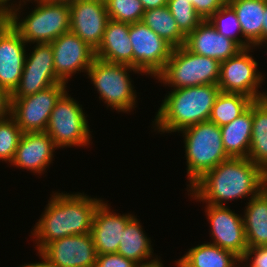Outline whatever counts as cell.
Instances as JSON below:
<instances>
[{
    "label": "cell",
    "mask_w": 267,
    "mask_h": 267,
    "mask_svg": "<svg viewBox=\"0 0 267 267\" xmlns=\"http://www.w3.org/2000/svg\"><path fill=\"white\" fill-rule=\"evenodd\" d=\"M106 9L111 20L130 24L142 21L145 12L140 0H107Z\"/></svg>",
    "instance_id": "obj_32"
},
{
    "label": "cell",
    "mask_w": 267,
    "mask_h": 267,
    "mask_svg": "<svg viewBox=\"0 0 267 267\" xmlns=\"http://www.w3.org/2000/svg\"><path fill=\"white\" fill-rule=\"evenodd\" d=\"M39 253V256H41L42 260L41 262H38V263H31V264H24L22 267H54L50 261L44 256L42 255L40 252Z\"/></svg>",
    "instance_id": "obj_39"
},
{
    "label": "cell",
    "mask_w": 267,
    "mask_h": 267,
    "mask_svg": "<svg viewBox=\"0 0 267 267\" xmlns=\"http://www.w3.org/2000/svg\"><path fill=\"white\" fill-rule=\"evenodd\" d=\"M51 43H37L31 55L26 57L18 87L12 98H21L63 83L54 70Z\"/></svg>",
    "instance_id": "obj_12"
},
{
    "label": "cell",
    "mask_w": 267,
    "mask_h": 267,
    "mask_svg": "<svg viewBox=\"0 0 267 267\" xmlns=\"http://www.w3.org/2000/svg\"><path fill=\"white\" fill-rule=\"evenodd\" d=\"M101 201L84 193L52 195L32 232L38 241V252L54 240L91 233L93 216Z\"/></svg>",
    "instance_id": "obj_2"
},
{
    "label": "cell",
    "mask_w": 267,
    "mask_h": 267,
    "mask_svg": "<svg viewBox=\"0 0 267 267\" xmlns=\"http://www.w3.org/2000/svg\"><path fill=\"white\" fill-rule=\"evenodd\" d=\"M138 264L117 253L97 255L95 267H136Z\"/></svg>",
    "instance_id": "obj_34"
},
{
    "label": "cell",
    "mask_w": 267,
    "mask_h": 267,
    "mask_svg": "<svg viewBox=\"0 0 267 267\" xmlns=\"http://www.w3.org/2000/svg\"><path fill=\"white\" fill-rule=\"evenodd\" d=\"M10 0H0V8L7 14L11 9L12 7L10 6V4L8 5V2ZM23 1V0H22ZM26 1H29V0H26ZM34 1H37V0H34ZM25 3V0L23 1ZM8 5V6H7Z\"/></svg>",
    "instance_id": "obj_42"
},
{
    "label": "cell",
    "mask_w": 267,
    "mask_h": 267,
    "mask_svg": "<svg viewBox=\"0 0 267 267\" xmlns=\"http://www.w3.org/2000/svg\"><path fill=\"white\" fill-rule=\"evenodd\" d=\"M40 253L54 267H95L97 258L91 233L54 240L47 244Z\"/></svg>",
    "instance_id": "obj_15"
},
{
    "label": "cell",
    "mask_w": 267,
    "mask_h": 267,
    "mask_svg": "<svg viewBox=\"0 0 267 267\" xmlns=\"http://www.w3.org/2000/svg\"><path fill=\"white\" fill-rule=\"evenodd\" d=\"M254 255L252 261L250 260L247 267H267V246L248 248L245 252V255L241 259V263L248 261L249 257Z\"/></svg>",
    "instance_id": "obj_36"
},
{
    "label": "cell",
    "mask_w": 267,
    "mask_h": 267,
    "mask_svg": "<svg viewBox=\"0 0 267 267\" xmlns=\"http://www.w3.org/2000/svg\"><path fill=\"white\" fill-rule=\"evenodd\" d=\"M237 262L241 259L233 252L209 242L191 248L176 263L178 267H235Z\"/></svg>",
    "instance_id": "obj_25"
},
{
    "label": "cell",
    "mask_w": 267,
    "mask_h": 267,
    "mask_svg": "<svg viewBox=\"0 0 267 267\" xmlns=\"http://www.w3.org/2000/svg\"><path fill=\"white\" fill-rule=\"evenodd\" d=\"M208 22L224 37L235 41L242 49L252 47L246 40H242V30L234 9L226 2L215 12ZM234 28V29H233ZM240 33L241 36H237Z\"/></svg>",
    "instance_id": "obj_30"
},
{
    "label": "cell",
    "mask_w": 267,
    "mask_h": 267,
    "mask_svg": "<svg viewBox=\"0 0 267 267\" xmlns=\"http://www.w3.org/2000/svg\"><path fill=\"white\" fill-rule=\"evenodd\" d=\"M12 95L0 88V121L11 117Z\"/></svg>",
    "instance_id": "obj_37"
},
{
    "label": "cell",
    "mask_w": 267,
    "mask_h": 267,
    "mask_svg": "<svg viewBox=\"0 0 267 267\" xmlns=\"http://www.w3.org/2000/svg\"><path fill=\"white\" fill-rule=\"evenodd\" d=\"M96 1H100V2H103V3L107 2V0H96Z\"/></svg>",
    "instance_id": "obj_46"
},
{
    "label": "cell",
    "mask_w": 267,
    "mask_h": 267,
    "mask_svg": "<svg viewBox=\"0 0 267 267\" xmlns=\"http://www.w3.org/2000/svg\"><path fill=\"white\" fill-rule=\"evenodd\" d=\"M264 171L248 158H233L205 172L191 186V196L215 206L223 201L256 196L262 190Z\"/></svg>",
    "instance_id": "obj_1"
},
{
    "label": "cell",
    "mask_w": 267,
    "mask_h": 267,
    "mask_svg": "<svg viewBox=\"0 0 267 267\" xmlns=\"http://www.w3.org/2000/svg\"><path fill=\"white\" fill-rule=\"evenodd\" d=\"M253 102L232 122L220 127L222 143L229 157L247 158L251 146Z\"/></svg>",
    "instance_id": "obj_22"
},
{
    "label": "cell",
    "mask_w": 267,
    "mask_h": 267,
    "mask_svg": "<svg viewBox=\"0 0 267 267\" xmlns=\"http://www.w3.org/2000/svg\"><path fill=\"white\" fill-rule=\"evenodd\" d=\"M234 9L242 37L251 45H262V29L266 0H227Z\"/></svg>",
    "instance_id": "obj_23"
},
{
    "label": "cell",
    "mask_w": 267,
    "mask_h": 267,
    "mask_svg": "<svg viewBox=\"0 0 267 267\" xmlns=\"http://www.w3.org/2000/svg\"><path fill=\"white\" fill-rule=\"evenodd\" d=\"M107 203L101 201L95 210L91 228L97 255L117 253L122 232L133 217L128 214H113Z\"/></svg>",
    "instance_id": "obj_19"
},
{
    "label": "cell",
    "mask_w": 267,
    "mask_h": 267,
    "mask_svg": "<svg viewBox=\"0 0 267 267\" xmlns=\"http://www.w3.org/2000/svg\"><path fill=\"white\" fill-rule=\"evenodd\" d=\"M22 134L12 117L0 121V160L12 162Z\"/></svg>",
    "instance_id": "obj_33"
},
{
    "label": "cell",
    "mask_w": 267,
    "mask_h": 267,
    "mask_svg": "<svg viewBox=\"0 0 267 267\" xmlns=\"http://www.w3.org/2000/svg\"><path fill=\"white\" fill-rule=\"evenodd\" d=\"M56 76L67 83L72 74L86 73L95 60V50L72 31L65 32L51 42Z\"/></svg>",
    "instance_id": "obj_13"
},
{
    "label": "cell",
    "mask_w": 267,
    "mask_h": 267,
    "mask_svg": "<svg viewBox=\"0 0 267 267\" xmlns=\"http://www.w3.org/2000/svg\"><path fill=\"white\" fill-rule=\"evenodd\" d=\"M250 48L240 50L235 56L220 63L218 86L221 92L239 93L253 101L267 98L258 91L263 75L257 73V62L250 56Z\"/></svg>",
    "instance_id": "obj_10"
},
{
    "label": "cell",
    "mask_w": 267,
    "mask_h": 267,
    "mask_svg": "<svg viewBox=\"0 0 267 267\" xmlns=\"http://www.w3.org/2000/svg\"><path fill=\"white\" fill-rule=\"evenodd\" d=\"M66 87L64 82L58 83L35 94L12 98L11 117L23 133L45 132L50 114Z\"/></svg>",
    "instance_id": "obj_9"
},
{
    "label": "cell",
    "mask_w": 267,
    "mask_h": 267,
    "mask_svg": "<svg viewBox=\"0 0 267 267\" xmlns=\"http://www.w3.org/2000/svg\"><path fill=\"white\" fill-rule=\"evenodd\" d=\"M243 217L248 248L267 246V195L263 190L250 197Z\"/></svg>",
    "instance_id": "obj_24"
},
{
    "label": "cell",
    "mask_w": 267,
    "mask_h": 267,
    "mask_svg": "<svg viewBox=\"0 0 267 267\" xmlns=\"http://www.w3.org/2000/svg\"><path fill=\"white\" fill-rule=\"evenodd\" d=\"M82 105L71 98L67 91L53 108L45 132L57 148L86 146L90 144V130Z\"/></svg>",
    "instance_id": "obj_8"
},
{
    "label": "cell",
    "mask_w": 267,
    "mask_h": 267,
    "mask_svg": "<svg viewBox=\"0 0 267 267\" xmlns=\"http://www.w3.org/2000/svg\"><path fill=\"white\" fill-rule=\"evenodd\" d=\"M219 76L218 60L192 53L183 45L173 48L165 68L156 77L160 82L179 89L218 84Z\"/></svg>",
    "instance_id": "obj_6"
},
{
    "label": "cell",
    "mask_w": 267,
    "mask_h": 267,
    "mask_svg": "<svg viewBox=\"0 0 267 267\" xmlns=\"http://www.w3.org/2000/svg\"><path fill=\"white\" fill-rule=\"evenodd\" d=\"M26 44L8 20L0 26V88L11 94L18 87L24 69Z\"/></svg>",
    "instance_id": "obj_16"
},
{
    "label": "cell",
    "mask_w": 267,
    "mask_h": 267,
    "mask_svg": "<svg viewBox=\"0 0 267 267\" xmlns=\"http://www.w3.org/2000/svg\"><path fill=\"white\" fill-rule=\"evenodd\" d=\"M41 1L48 2V3H67V4H70L76 0H41Z\"/></svg>",
    "instance_id": "obj_44"
},
{
    "label": "cell",
    "mask_w": 267,
    "mask_h": 267,
    "mask_svg": "<svg viewBox=\"0 0 267 267\" xmlns=\"http://www.w3.org/2000/svg\"><path fill=\"white\" fill-rule=\"evenodd\" d=\"M207 216L211 224L214 245L233 252L240 259L248 249L243 217L224 206L208 204Z\"/></svg>",
    "instance_id": "obj_17"
},
{
    "label": "cell",
    "mask_w": 267,
    "mask_h": 267,
    "mask_svg": "<svg viewBox=\"0 0 267 267\" xmlns=\"http://www.w3.org/2000/svg\"><path fill=\"white\" fill-rule=\"evenodd\" d=\"M55 147L46 132L23 133L11 164L40 174L51 163Z\"/></svg>",
    "instance_id": "obj_20"
},
{
    "label": "cell",
    "mask_w": 267,
    "mask_h": 267,
    "mask_svg": "<svg viewBox=\"0 0 267 267\" xmlns=\"http://www.w3.org/2000/svg\"><path fill=\"white\" fill-rule=\"evenodd\" d=\"M167 8L171 12L181 33L187 37L203 21L191 2L186 0H168Z\"/></svg>",
    "instance_id": "obj_31"
},
{
    "label": "cell",
    "mask_w": 267,
    "mask_h": 267,
    "mask_svg": "<svg viewBox=\"0 0 267 267\" xmlns=\"http://www.w3.org/2000/svg\"><path fill=\"white\" fill-rule=\"evenodd\" d=\"M38 6L23 20H18L20 7L7 13V20L26 43H51L70 31V8L67 3H48L37 0Z\"/></svg>",
    "instance_id": "obj_5"
},
{
    "label": "cell",
    "mask_w": 267,
    "mask_h": 267,
    "mask_svg": "<svg viewBox=\"0 0 267 267\" xmlns=\"http://www.w3.org/2000/svg\"><path fill=\"white\" fill-rule=\"evenodd\" d=\"M185 136L187 174L191 186L205 172L229 159L222 143L220 127L204 121L181 130Z\"/></svg>",
    "instance_id": "obj_4"
},
{
    "label": "cell",
    "mask_w": 267,
    "mask_h": 267,
    "mask_svg": "<svg viewBox=\"0 0 267 267\" xmlns=\"http://www.w3.org/2000/svg\"><path fill=\"white\" fill-rule=\"evenodd\" d=\"M130 23L109 20L103 40L95 51L98 59L133 67V47L129 37Z\"/></svg>",
    "instance_id": "obj_21"
},
{
    "label": "cell",
    "mask_w": 267,
    "mask_h": 267,
    "mask_svg": "<svg viewBox=\"0 0 267 267\" xmlns=\"http://www.w3.org/2000/svg\"><path fill=\"white\" fill-rule=\"evenodd\" d=\"M253 102L251 98L239 93L221 92L216 97L209 121L219 127L232 122Z\"/></svg>",
    "instance_id": "obj_29"
},
{
    "label": "cell",
    "mask_w": 267,
    "mask_h": 267,
    "mask_svg": "<svg viewBox=\"0 0 267 267\" xmlns=\"http://www.w3.org/2000/svg\"><path fill=\"white\" fill-rule=\"evenodd\" d=\"M136 267H163L162 263L160 260H158V258L156 259H151V261H147V263L145 262L144 264H139Z\"/></svg>",
    "instance_id": "obj_41"
},
{
    "label": "cell",
    "mask_w": 267,
    "mask_h": 267,
    "mask_svg": "<svg viewBox=\"0 0 267 267\" xmlns=\"http://www.w3.org/2000/svg\"><path fill=\"white\" fill-rule=\"evenodd\" d=\"M150 239L143 232L139 221L133 216L126 224L117 254L134 261L142 263L144 260L151 258L152 247Z\"/></svg>",
    "instance_id": "obj_27"
},
{
    "label": "cell",
    "mask_w": 267,
    "mask_h": 267,
    "mask_svg": "<svg viewBox=\"0 0 267 267\" xmlns=\"http://www.w3.org/2000/svg\"><path fill=\"white\" fill-rule=\"evenodd\" d=\"M129 70L142 73L129 65L110 63L95 58L87 72L100 94L99 98L105 100L104 103H107L108 107L119 112L130 111L136 103V92L133 90L129 73H127L130 72Z\"/></svg>",
    "instance_id": "obj_7"
},
{
    "label": "cell",
    "mask_w": 267,
    "mask_h": 267,
    "mask_svg": "<svg viewBox=\"0 0 267 267\" xmlns=\"http://www.w3.org/2000/svg\"><path fill=\"white\" fill-rule=\"evenodd\" d=\"M191 2L194 9L203 20H208L215 12H217L227 0H186Z\"/></svg>",
    "instance_id": "obj_35"
},
{
    "label": "cell",
    "mask_w": 267,
    "mask_h": 267,
    "mask_svg": "<svg viewBox=\"0 0 267 267\" xmlns=\"http://www.w3.org/2000/svg\"><path fill=\"white\" fill-rule=\"evenodd\" d=\"M248 159L267 171V98L253 101V124Z\"/></svg>",
    "instance_id": "obj_26"
},
{
    "label": "cell",
    "mask_w": 267,
    "mask_h": 267,
    "mask_svg": "<svg viewBox=\"0 0 267 267\" xmlns=\"http://www.w3.org/2000/svg\"><path fill=\"white\" fill-rule=\"evenodd\" d=\"M264 22H263V29H262V45L263 43H267V0L265 5V12H264Z\"/></svg>",
    "instance_id": "obj_40"
},
{
    "label": "cell",
    "mask_w": 267,
    "mask_h": 267,
    "mask_svg": "<svg viewBox=\"0 0 267 267\" xmlns=\"http://www.w3.org/2000/svg\"><path fill=\"white\" fill-rule=\"evenodd\" d=\"M144 10L167 6L168 0H140Z\"/></svg>",
    "instance_id": "obj_38"
},
{
    "label": "cell",
    "mask_w": 267,
    "mask_h": 267,
    "mask_svg": "<svg viewBox=\"0 0 267 267\" xmlns=\"http://www.w3.org/2000/svg\"><path fill=\"white\" fill-rule=\"evenodd\" d=\"M69 8L70 31L96 51L110 20L106 3L96 0H76L69 4Z\"/></svg>",
    "instance_id": "obj_14"
},
{
    "label": "cell",
    "mask_w": 267,
    "mask_h": 267,
    "mask_svg": "<svg viewBox=\"0 0 267 267\" xmlns=\"http://www.w3.org/2000/svg\"><path fill=\"white\" fill-rule=\"evenodd\" d=\"M141 22L152 29L173 48H178L185 44L186 37L179 30L167 6L146 10Z\"/></svg>",
    "instance_id": "obj_28"
},
{
    "label": "cell",
    "mask_w": 267,
    "mask_h": 267,
    "mask_svg": "<svg viewBox=\"0 0 267 267\" xmlns=\"http://www.w3.org/2000/svg\"><path fill=\"white\" fill-rule=\"evenodd\" d=\"M133 67L142 73L157 76L169 60L173 47L143 22L130 24Z\"/></svg>",
    "instance_id": "obj_11"
},
{
    "label": "cell",
    "mask_w": 267,
    "mask_h": 267,
    "mask_svg": "<svg viewBox=\"0 0 267 267\" xmlns=\"http://www.w3.org/2000/svg\"><path fill=\"white\" fill-rule=\"evenodd\" d=\"M184 46L192 53L213 58L220 63L242 50L235 41L219 34L208 20H203L186 37Z\"/></svg>",
    "instance_id": "obj_18"
},
{
    "label": "cell",
    "mask_w": 267,
    "mask_h": 267,
    "mask_svg": "<svg viewBox=\"0 0 267 267\" xmlns=\"http://www.w3.org/2000/svg\"><path fill=\"white\" fill-rule=\"evenodd\" d=\"M219 93L217 84L173 89L155 116L158 131L181 132L184 128L208 121Z\"/></svg>",
    "instance_id": "obj_3"
},
{
    "label": "cell",
    "mask_w": 267,
    "mask_h": 267,
    "mask_svg": "<svg viewBox=\"0 0 267 267\" xmlns=\"http://www.w3.org/2000/svg\"><path fill=\"white\" fill-rule=\"evenodd\" d=\"M7 20V14L0 8V26Z\"/></svg>",
    "instance_id": "obj_45"
},
{
    "label": "cell",
    "mask_w": 267,
    "mask_h": 267,
    "mask_svg": "<svg viewBox=\"0 0 267 267\" xmlns=\"http://www.w3.org/2000/svg\"><path fill=\"white\" fill-rule=\"evenodd\" d=\"M262 190L267 195V171H264L263 178H262Z\"/></svg>",
    "instance_id": "obj_43"
}]
</instances>
